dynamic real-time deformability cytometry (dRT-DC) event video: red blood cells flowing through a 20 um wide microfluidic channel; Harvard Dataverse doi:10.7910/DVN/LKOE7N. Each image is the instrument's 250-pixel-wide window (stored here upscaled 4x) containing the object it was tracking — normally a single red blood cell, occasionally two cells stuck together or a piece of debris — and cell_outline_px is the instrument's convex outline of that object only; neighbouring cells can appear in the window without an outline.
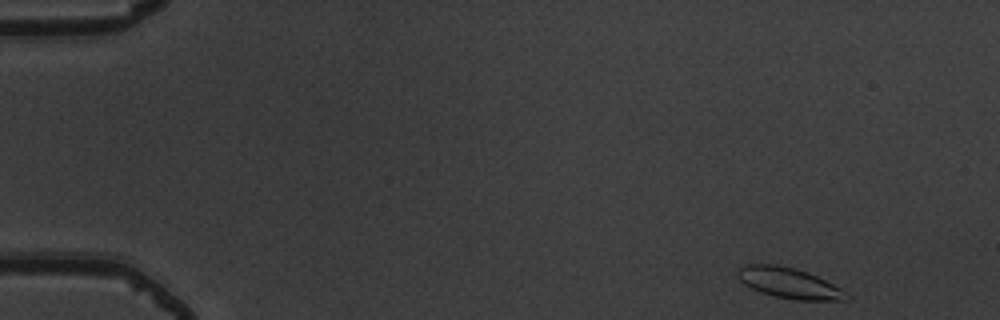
{"species": "common noctule bat (a hibernating species)", "species_latin": "Nyctalus noctula", "temperature_condition": "warm", "stored_images_in_passage": 49, "camera_frame_rate_fps": 3000, "um_per_image_px": 0.085, "animal": {"sex": "male", "body_mass_g": 19.5, "forearm_length_mm": 54.6}, "frame": {"image": 1, "passage_image": 1, "time_ms": 0.0, "image_size_px": [1000, 320], "cell_outline_px": [[848, 300], [796, 300], [772, 296], [760, 292], [744, 284], [736, 276], [736, 272], [744, 264], [776, 264], [796, 268], [808, 272], [840, 288], [848, 296]], "centroid_in_image_um": [67.01, 24.05], "position_along_channel_um": 18.0, "area_um2": 19.36}}
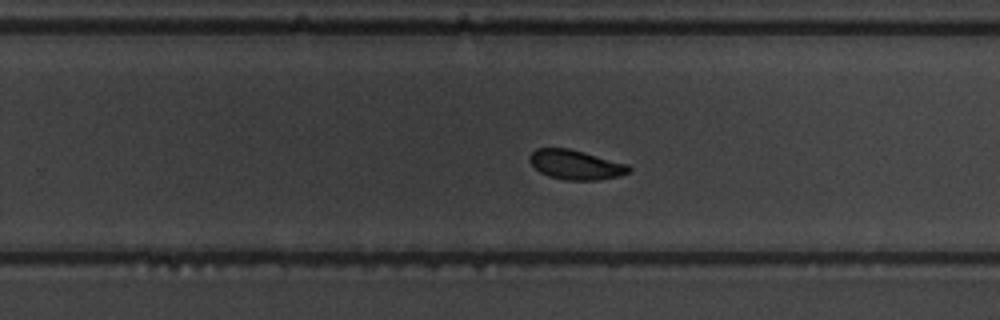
{"frame": {"image": 2, "passage_image": 31, "time_ms": 10.0, "image_size_px": [1000, 320], "cell_outline_px": [[632, 168], [628, 172], [620, 176], [600, 180], [564, 180], [548, 176], [540, 172], [528, 160], [528, 156], [536, 148], [568, 148], [584, 152], [628, 164]], "centroid_in_image_um": [48.93, 14.0], "position_along_channel_um": 280.9, "area_um2": 17.17}}
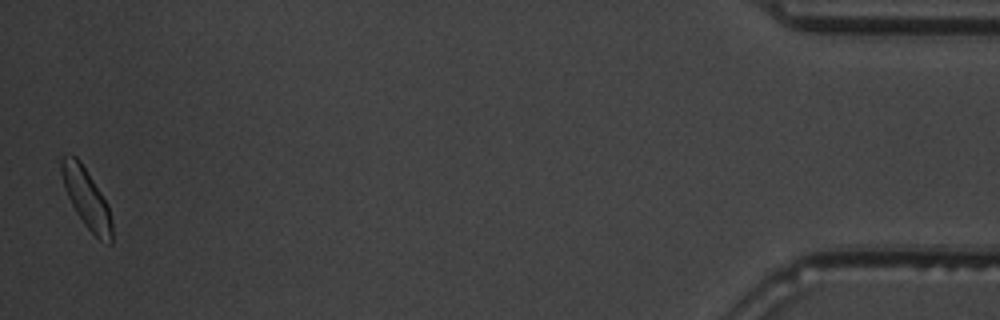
{"frame": {"image": 3, "passage_image": 49, "time_ms": 16.0, "image_size_px": [1000, 320], "cell_outline_px": [[112, 244], [108, 244], [100, 240], [84, 224], [76, 212], [68, 196], [60, 172], [60, 160], [68, 152], [76, 156], [80, 160], [108, 204], [112, 220]], "centroid_in_image_um": [7.35, 16.83], "position_along_channel_um": 427.8, "area_um2": 17.46}, "authors_computed_cell_mechanics": {"area_um2": 17.629, "velocity_mm_per_s": 3.826, "shape_relaxation_time_tau1_ms": 4.7509, "shape_relaxation_time_tau2_ms": 2.0428, "deformation_change_tau1": 0.1265, "deformation_change_tau2": 0.067}}